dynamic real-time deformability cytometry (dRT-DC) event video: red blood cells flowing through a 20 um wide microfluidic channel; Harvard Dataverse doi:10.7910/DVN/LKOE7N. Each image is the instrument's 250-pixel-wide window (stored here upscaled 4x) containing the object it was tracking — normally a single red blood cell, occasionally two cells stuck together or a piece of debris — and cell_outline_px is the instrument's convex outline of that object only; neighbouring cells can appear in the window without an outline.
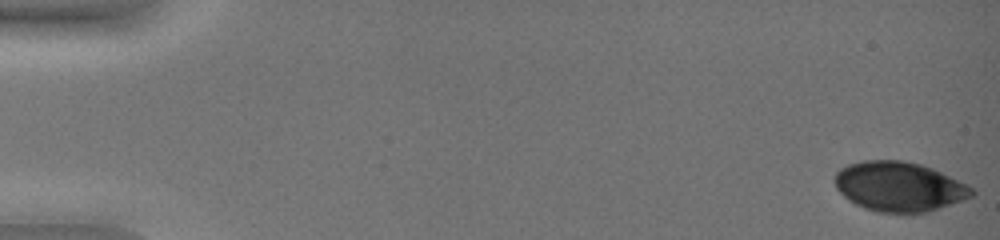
{"species": "common noctule bat (a hibernating species)", "species_latin": "Nyctalus noctula", "temperature_condition": "warm", "stored_images_in_passage": 21, "camera_frame_rate_fps": 3000, "um_per_image_px": 0.085, "animal": {"sex": "female", "body_mass_g": 19.0, "forearm_length_mm": 51.5}, "frame": {"image": 1, "passage_image": 1, "time_ms": 0.0, "image_size_px": [1000, 240], "cell_outline_px": [[976, 196], [928, 212], [912, 216], [900, 216], [876, 212], [864, 208], [848, 200], [836, 188], [836, 172], [840, 168], [848, 164], [860, 160], [904, 160], [920, 164], [932, 168], [968, 184], [976, 192]], "centroid_in_image_um": [76.46, 15.9], "position_along_channel_um": 8.5, "area_um2": 40.75}}